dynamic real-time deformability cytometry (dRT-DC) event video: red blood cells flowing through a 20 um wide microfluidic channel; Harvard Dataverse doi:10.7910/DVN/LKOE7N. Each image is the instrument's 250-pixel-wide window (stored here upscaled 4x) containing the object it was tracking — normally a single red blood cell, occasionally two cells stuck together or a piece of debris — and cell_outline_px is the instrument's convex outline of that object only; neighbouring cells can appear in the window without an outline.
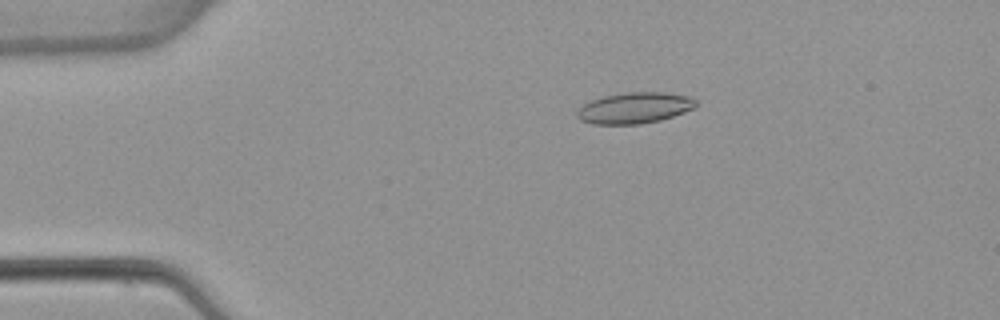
{"species": "common noctule bat (a hibernating species)", "species_latin": "Nyctalus noctula", "temperature_condition": "warm", "stored_images_in_passage": 5, "camera_frame_rate_fps": 3000, "um_per_image_px": 0.085, "animal": {"sex": "female", "body_mass_g": 22.7, "forearm_length_mm": 54.2}, "frame": {"image": 1, "passage_image": 3, "time_ms": 2.333, "image_size_px": [1000, 320], "cell_outline_px": [[696, 108], [660, 120], [640, 124], [592, 124], [580, 120], [576, 116], [576, 112], [584, 104], [592, 100], [604, 96], [624, 92], [664, 92], [692, 96], [696, 100]], "centroid_in_image_um": [53.96, 9.17], "position_along_channel_um": 31.0, "area_um2": 21.62}}
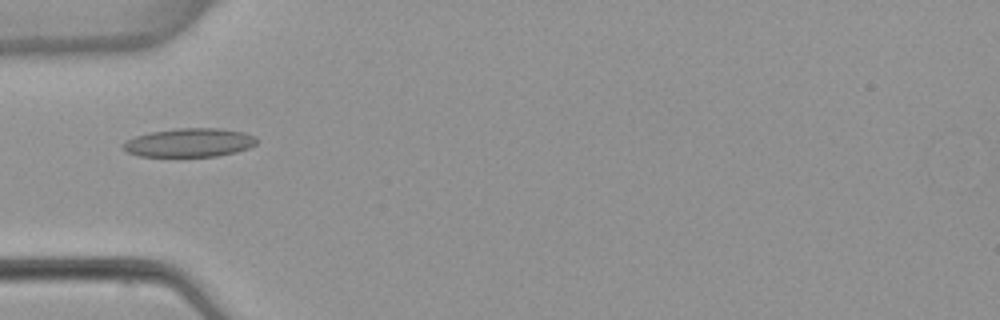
{"frame": {"image": 2, "passage_image": 5, "time_ms": 4.667, "image_size_px": [1000, 320], "cell_outline_px": [[256, 144], [248, 148], [236, 152], [216, 156], [140, 156], [128, 152], [120, 144], [136, 136], [152, 132], [176, 128], [220, 128], [244, 132], [256, 136]], "centroid_in_image_um": [16.13, 12.11], "position_along_channel_um": 68.9, "area_um2": 22.2}}